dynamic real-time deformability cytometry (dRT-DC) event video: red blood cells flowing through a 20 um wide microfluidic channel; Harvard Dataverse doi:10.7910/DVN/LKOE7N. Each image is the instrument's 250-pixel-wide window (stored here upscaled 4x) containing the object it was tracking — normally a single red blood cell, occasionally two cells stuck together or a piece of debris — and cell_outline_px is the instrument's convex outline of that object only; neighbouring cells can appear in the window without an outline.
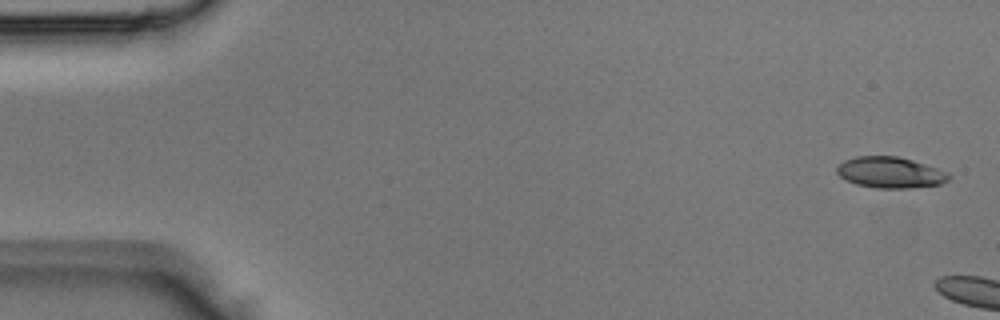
{"species": "Egyptian fruit bat (a non-hibernating species)", "species_latin": "Rousettus aegyptiacus", "temperature_condition": "room temperature", "stored_images_in_passage": 2, "camera_frame_rate_fps": 3000, "um_per_image_px": 0.085, "animal": {"sex": "male"}, "frame": {"image": 1, "passage_image": 1, "time_ms": 0.0, "image_size_px": [1000, 320], "cell_outline_px": [[952, 176], [948, 180], [940, 184], [908, 188], [876, 188], [856, 184], [840, 176], [836, 172], [836, 168], [844, 160], [856, 156], [896, 156], [912, 160], [948, 172]], "centroid_in_image_um": [75.67, 14.66], "position_along_channel_um": 9.3, "area_um2": 20.11}}